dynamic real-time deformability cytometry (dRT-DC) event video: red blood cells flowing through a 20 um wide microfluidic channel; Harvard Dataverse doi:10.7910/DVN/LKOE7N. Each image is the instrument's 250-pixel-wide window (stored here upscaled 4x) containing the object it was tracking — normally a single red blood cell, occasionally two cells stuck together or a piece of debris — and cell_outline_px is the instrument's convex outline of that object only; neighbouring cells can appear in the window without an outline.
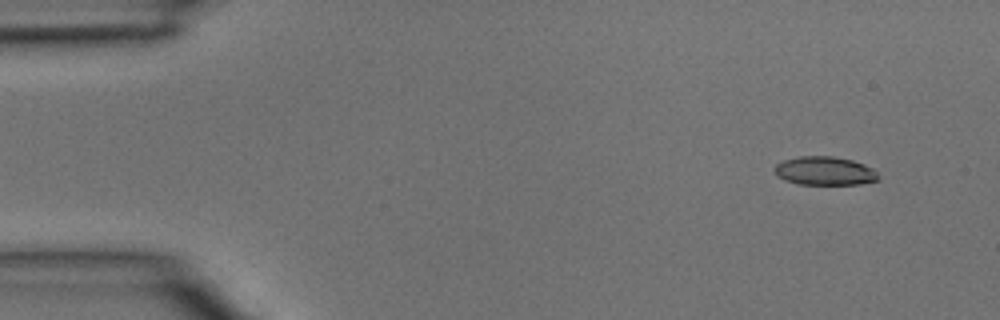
{"species": "common noctule bat (a hibernating species)", "species_latin": "Nyctalus noctula", "temperature_condition": "room temperature", "stored_images_in_passage": 4, "camera_frame_rate_fps": 3000, "um_per_image_px": 0.085, "animal": {"sex": "male", "body_mass_g": 15.6}, "frame": {"image": 1, "passage_image": 1, "time_ms": 0.0, "image_size_px": [1000, 320], "cell_outline_px": [[880, 180], [860, 184], [800, 184], [784, 180], [776, 176], [772, 168], [776, 164], [784, 160], [800, 156], [832, 156], [852, 160], [864, 164], [872, 168], [880, 176]], "centroid_in_image_um": [70.09, 14.53], "position_along_channel_um": 14.9, "area_um2": 17.46}}